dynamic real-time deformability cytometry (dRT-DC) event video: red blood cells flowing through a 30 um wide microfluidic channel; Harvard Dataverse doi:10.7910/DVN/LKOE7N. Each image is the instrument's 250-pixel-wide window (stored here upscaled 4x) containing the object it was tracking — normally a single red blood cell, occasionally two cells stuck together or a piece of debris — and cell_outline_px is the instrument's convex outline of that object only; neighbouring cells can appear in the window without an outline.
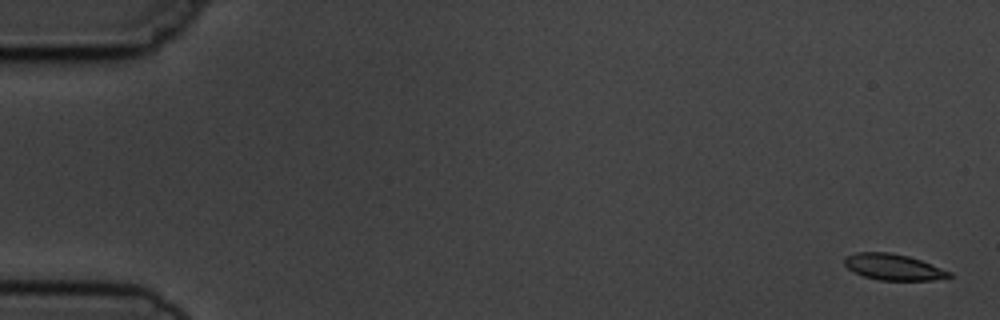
{"species": "common noctule bat (a hibernating species)", "species_latin": "Nyctalus noctula", "temperature_condition": "cold", "stored_images_in_passage": 6, "camera_frame_rate_fps": 3000, "um_per_image_px": 0.085, "animal": {"sex": "male", "body_mass_g": 19.5, "forearm_length_mm": 54.6}, "frame": {"image": 1, "passage_image": 1, "time_ms": 0.0, "image_size_px": [1000, 320], "cell_outline_px": [[952, 276], [932, 280], [880, 280], [864, 276], [852, 272], [844, 264], [844, 256], [856, 252], [892, 252], [908, 256], [920, 260], [952, 272]], "centroid_in_image_um": [75.89, 22.69], "position_along_channel_um": 9.1, "area_um2": 15.95}}
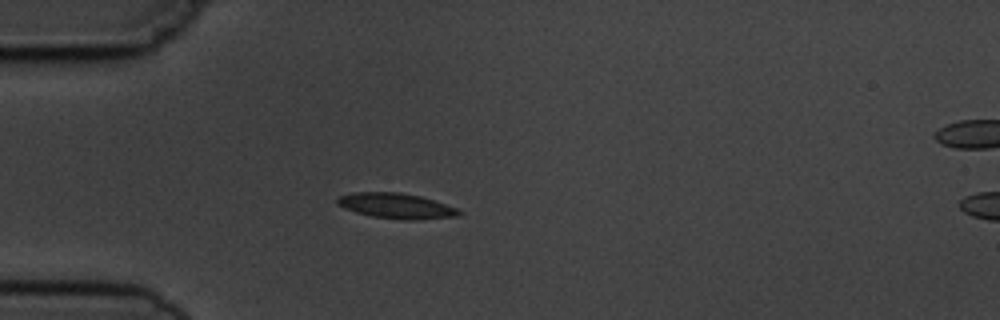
{"frame": {"image": 2, "passage_image": 5, "time_ms": 4.667, "image_size_px": [1000, 320], "cell_outline_px": [[464, 212], [460, 216], [416, 220], [400, 220], [372, 216], [356, 212], [344, 208], [336, 204], [336, 200], [340, 196], [352, 192], [400, 192], [420, 196], [456, 208]], "centroid_in_image_um": [33.68, 17.5], "position_along_channel_um": 51.3, "area_um2": 18.03}}